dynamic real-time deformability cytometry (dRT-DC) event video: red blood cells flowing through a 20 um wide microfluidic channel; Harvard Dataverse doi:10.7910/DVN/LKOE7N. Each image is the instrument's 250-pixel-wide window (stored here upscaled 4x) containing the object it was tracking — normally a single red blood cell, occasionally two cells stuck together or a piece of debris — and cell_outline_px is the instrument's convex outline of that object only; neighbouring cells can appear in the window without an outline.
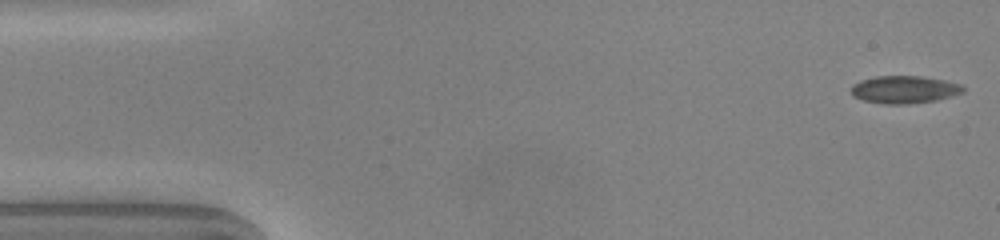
{"species": "common noctule bat (a hibernating species)", "species_latin": "Nyctalus noctula", "temperature_condition": "warm", "stored_images_in_passage": 4, "camera_frame_rate_fps": 3000, "um_per_image_px": 0.085, "animal": {"sex": "male", "body_mass_g": 20.0, "forearm_length_mm": 53.3}, "frame": {"image": 1, "passage_image": 1, "time_ms": 0.0, "image_size_px": [1000, 240], "cell_outline_px": [[964, 92], [952, 96], [936, 100], [908, 104], [884, 104], [864, 100], [852, 96], [852, 84], [860, 80], [876, 76], [920, 76], [944, 80], [960, 84], [964, 88]], "centroid_in_image_um": [76.86, 7.61], "position_along_channel_um": 8.1, "area_um2": 17.98}}